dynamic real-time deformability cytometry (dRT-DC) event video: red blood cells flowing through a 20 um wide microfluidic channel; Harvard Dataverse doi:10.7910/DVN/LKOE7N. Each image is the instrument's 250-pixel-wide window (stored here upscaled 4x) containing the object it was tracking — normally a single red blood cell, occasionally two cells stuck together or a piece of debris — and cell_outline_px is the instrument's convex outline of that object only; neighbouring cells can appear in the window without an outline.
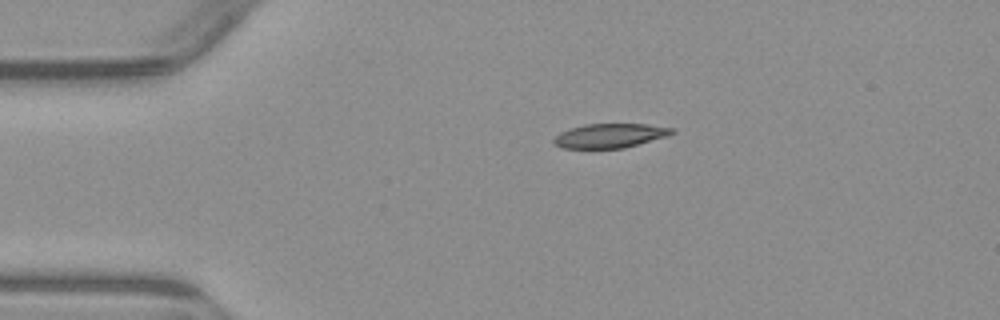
{"species": "common noctule bat (a hibernating species)", "species_latin": "Nyctalus noctula", "temperature_condition": "warm", "stored_images_in_passage": 2, "camera_frame_rate_fps": 3000, "um_per_image_px": 0.085, "animal": {"sex": "male", "body_mass_g": 23.1, "forearm_length_mm": 52.7}, "frame": {"image": 1, "passage_image": 1, "time_ms": 0.0, "image_size_px": [1000, 320], "cell_outline_px": [[676, 132], [668, 136], [624, 148], [560, 148], [552, 140], [560, 132], [568, 128], [584, 124], [648, 124], [672, 128]], "centroid_in_image_um": [51.84, 11.53], "position_along_channel_um": 33.2, "area_um2": 16.76}}